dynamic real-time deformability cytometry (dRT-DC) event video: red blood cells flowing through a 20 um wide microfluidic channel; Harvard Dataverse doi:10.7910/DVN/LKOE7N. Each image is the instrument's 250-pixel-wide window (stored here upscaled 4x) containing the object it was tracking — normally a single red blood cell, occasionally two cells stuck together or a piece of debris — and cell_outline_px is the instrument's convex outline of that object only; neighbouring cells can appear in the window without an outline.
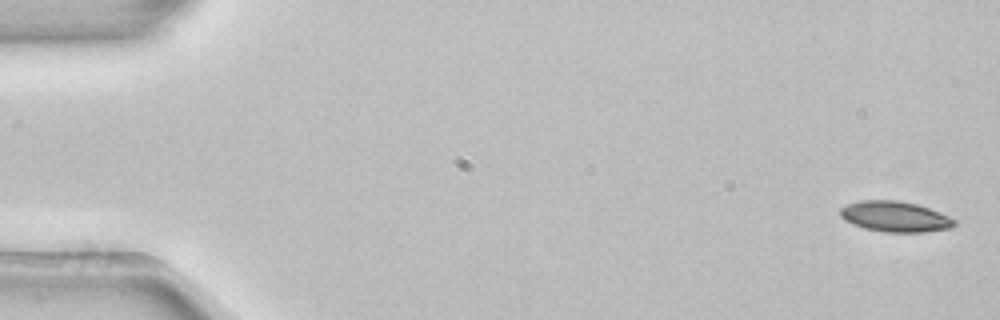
{"species": "common noctule bat (a hibernating species)", "species_latin": "Nyctalus noctula", "temperature_condition": "room temperature", "stored_images_in_passage": 3, "camera_frame_rate_fps": 3000, "um_per_image_px": 0.085, "animal": {"sex": "female", "body_mass_g": 22.7, "forearm_length_mm": 54.2}, "frame": {"image": 1, "passage_image": 1, "time_ms": 0.0, "image_size_px": [1000, 320], "cell_outline_px": [[956, 224], [952, 228], [924, 232], [884, 232], [864, 228], [852, 224], [844, 220], [840, 216], [840, 208], [848, 204], [860, 200], [896, 200], [916, 204], [940, 212], [956, 220]], "centroid_in_image_um": [76.07, 18.41], "position_along_channel_um": 8.9, "area_um2": 20.4}}